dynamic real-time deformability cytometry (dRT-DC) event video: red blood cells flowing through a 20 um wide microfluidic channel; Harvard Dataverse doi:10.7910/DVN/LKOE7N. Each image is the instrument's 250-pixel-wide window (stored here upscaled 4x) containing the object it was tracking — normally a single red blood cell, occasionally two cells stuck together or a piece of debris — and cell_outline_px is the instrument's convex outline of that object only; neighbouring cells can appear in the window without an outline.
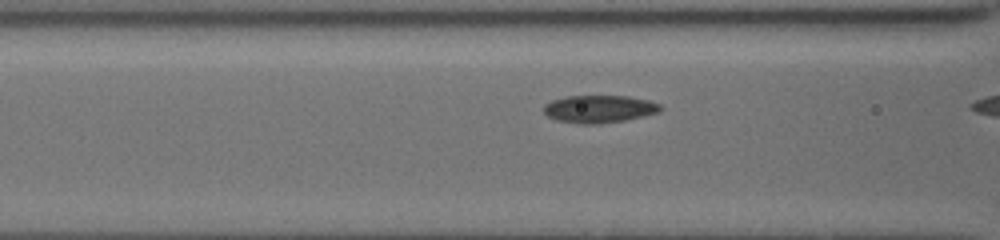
{"species": "common noctule bat (a hibernating species)", "species_latin": "Nyctalus noctula", "temperature_condition": "cold", "stored_images_in_passage": 12, "camera_frame_rate_fps": 3000, "um_per_image_px": 0.085, "animal": {"sex": "female", "body_mass_g": 19.5, "forearm_length_mm": 54.1}, "frame": {"image": 1, "passage_image": 10, "time_ms": 3.0, "image_size_px": [1000, 240], "cell_outline_px": [[664, 108], [660, 112], [624, 120], [600, 124], [580, 124], [556, 120], [548, 116], [544, 112], [544, 104], [552, 100], [568, 96], [628, 96], [648, 100], [660, 104]], "centroid_in_image_um": [50.94, 9.26], "position_along_channel_um": 115.7, "area_um2": 18.79}}